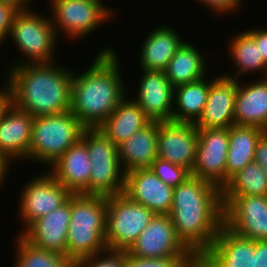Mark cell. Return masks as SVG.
<instances>
[{
	"mask_svg": "<svg viewBox=\"0 0 267 267\" xmlns=\"http://www.w3.org/2000/svg\"><path fill=\"white\" fill-rule=\"evenodd\" d=\"M222 190L191 175L173 189L169 215L178 238L200 259L223 226Z\"/></svg>",
	"mask_w": 267,
	"mask_h": 267,
	"instance_id": "cell-1",
	"label": "cell"
},
{
	"mask_svg": "<svg viewBox=\"0 0 267 267\" xmlns=\"http://www.w3.org/2000/svg\"><path fill=\"white\" fill-rule=\"evenodd\" d=\"M103 47L84 72L73 73L70 111L86 128H98L129 93L118 51Z\"/></svg>",
	"mask_w": 267,
	"mask_h": 267,
	"instance_id": "cell-2",
	"label": "cell"
},
{
	"mask_svg": "<svg viewBox=\"0 0 267 267\" xmlns=\"http://www.w3.org/2000/svg\"><path fill=\"white\" fill-rule=\"evenodd\" d=\"M8 70V71H7ZM4 73L11 102L33 117L61 114L71 107L74 70L55 62L24 64Z\"/></svg>",
	"mask_w": 267,
	"mask_h": 267,
	"instance_id": "cell-3",
	"label": "cell"
},
{
	"mask_svg": "<svg viewBox=\"0 0 267 267\" xmlns=\"http://www.w3.org/2000/svg\"><path fill=\"white\" fill-rule=\"evenodd\" d=\"M107 197L71 195V216L66 256L76 264L107 249Z\"/></svg>",
	"mask_w": 267,
	"mask_h": 267,
	"instance_id": "cell-4",
	"label": "cell"
},
{
	"mask_svg": "<svg viewBox=\"0 0 267 267\" xmlns=\"http://www.w3.org/2000/svg\"><path fill=\"white\" fill-rule=\"evenodd\" d=\"M11 39L19 50L22 60L9 61V68L24 64L50 63L56 61L55 50L58 40L50 16L42 14L41 10L29 9L19 11L12 23L8 39ZM26 60V61H25ZM11 63V64H10Z\"/></svg>",
	"mask_w": 267,
	"mask_h": 267,
	"instance_id": "cell-5",
	"label": "cell"
},
{
	"mask_svg": "<svg viewBox=\"0 0 267 267\" xmlns=\"http://www.w3.org/2000/svg\"><path fill=\"white\" fill-rule=\"evenodd\" d=\"M85 129L70 110L61 114L34 117L28 163L43 164L48 169L82 138Z\"/></svg>",
	"mask_w": 267,
	"mask_h": 267,
	"instance_id": "cell-6",
	"label": "cell"
},
{
	"mask_svg": "<svg viewBox=\"0 0 267 267\" xmlns=\"http://www.w3.org/2000/svg\"><path fill=\"white\" fill-rule=\"evenodd\" d=\"M82 138L90 158L89 195L113 196L124 192L126 173L117 145L99 128H86Z\"/></svg>",
	"mask_w": 267,
	"mask_h": 267,
	"instance_id": "cell-7",
	"label": "cell"
},
{
	"mask_svg": "<svg viewBox=\"0 0 267 267\" xmlns=\"http://www.w3.org/2000/svg\"><path fill=\"white\" fill-rule=\"evenodd\" d=\"M49 14L57 35L73 42L86 38L94 33L99 26H104L117 13L105 2L91 0H49ZM93 32V33H92ZM63 33V34H62Z\"/></svg>",
	"mask_w": 267,
	"mask_h": 267,
	"instance_id": "cell-8",
	"label": "cell"
},
{
	"mask_svg": "<svg viewBox=\"0 0 267 267\" xmlns=\"http://www.w3.org/2000/svg\"><path fill=\"white\" fill-rule=\"evenodd\" d=\"M155 215L124 193L107 197V249L128 251Z\"/></svg>",
	"mask_w": 267,
	"mask_h": 267,
	"instance_id": "cell-9",
	"label": "cell"
},
{
	"mask_svg": "<svg viewBox=\"0 0 267 267\" xmlns=\"http://www.w3.org/2000/svg\"><path fill=\"white\" fill-rule=\"evenodd\" d=\"M43 172L32 176L19 188L17 217L23 229L18 234L36 219L63 205L72 195L48 170Z\"/></svg>",
	"mask_w": 267,
	"mask_h": 267,
	"instance_id": "cell-10",
	"label": "cell"
},
{
	"mask_svg": "<svg viewBox=\"0 0 267 267\" xmlns=\"http://www.w3.org/2000/svg\"><path fill=\"white\" fill-rule=\"evenodd\" d=\"M229 128L198 129L195 163L191 175L219 189L226 186Z\"/></svg>",
	"mask_w": 267,
	"mask_h": 267,
	"instance_id": "cell-11",
	"label": "cell"
},
{
	"mask_svg": "<svg viewBox=\"0 0 267 267\" xmlns=\"http://www.w3.org/2000/svg\"><path fill=\"white\" fill-rule=\"evenodd\" d=\"M127 252L139 258L196 257L178 238L169 214H155Z\"/></svg>",
	"mask_w": 267,
	"mask_h": 267,
	"instance_id": "cell-12",
	"label": "cell"
},
{
	"mask_svg": "<svg viewBox=\"0 0 267 267\" xmlns=\"http://www.w3.org/2000/svg\"><path fill=\"white\" fill-rule=\"evenodd\" d=\"M223 209V225L235 234L267 240V196H235Z\"/></svg>",
	"mask_w": 267,
	"mask_h": 267,
	"instance_id": "cell-13",
	"label": "cell"
},
{
	"mask_svg": "<svg viewBox=\"0 0 267 267\" xmlns=\"http://www.w3.org/2000/svg\"><path fill=\"white\" fill-rule=\"evenodd\" d=\"M198 128L192 123L158 121V157L190 172L195 163Z\"/></svg>",
	"mask_w": 267,
	"mask_h": 267,
	"instance_id": "cell-14",
	"label": "cell"
},
{
	"mask_svg": "<svg viewBox=\"0 0 267 267\" xmlns=\"http://www.w3.org/2000/svg\"><path fill=\"white\" fill-rule=\"evenodd\" d=\"M136 103L152 121H172L174 87L164 71L139 70ZM137 91V92H136Z\"/></svg>",
	"mask_w": 267,
	"mask_h": 267,
	"instance_id": "cell-15",
	"label": "cell"
},
{
	"mask_svg": "<svg viewBox=\"0 0 267 267\" xmlns=\"http://www.w3.org/2000/svg\"><path fill=\"white\" fill-rule=\"evenodd\" d=\"M71 197L60 207L33 221L20 235L33 246L66 255Z\"/></svg>",
	"mask_w": 267,
	"mask_h": 267,
	"instance_id": "cell-16",
	"label": "cell"
},
{
	"mask_svg": "<svg viewBox=\"0 0 267 267\" xmlns=\"http://www.w3.org/2000/svg\"><path fill=\"white\" fill-rule=\"evenodd\" d=\"M34 117L12 102L0 117V153L10 161L27 162Z\"/></svg>",
	"mask_w": 267,
	"mask_h": 267,
	"instance_id": "cell-17",
	"label": "cell"
},
{
	"mask_svg": "<svg viewBox=\"0 0 267 267\" xmlns=\"http://www.w3.org/2000/svg\"><path fill=\"white\" fill-rule=\"evenodd\" d=\"M173 189L159 179L150 168H145L126 173L123 193L155 214H169Z\"/></svg>",
	"mask_w": 267,
	"mask_h": 267,
	"instance_id": "cell-18",
	"label": "cell"
},
{
	"mask_svg": "<svg viewBox=\"0 0 267 267\" xmlns=\"http://www.w3.org/2000/svg\"><path fill=\"white\" fill-rule=\"evenodd\" d=\"M213 76L203 113L195 123L198 129L229 128L235 125L234 105L238 80L222 73Z\"/></svg>",
	"mask_w": 267,
	"mask_h": 267,
	"instance_id": "cell-19",
	"label": "cell"
},
{
	"mask_svg": "<svg viewBox=\"0 0 267 267\" xmlns=\"http://www.w3.org/2000/svg\"><path fill=\"white\" fill-rule=\"evenodd\" d=\"M255 240L222 226L212 247L199 259L202 267H254Z\"/></svg>",
	"mask_w": 267,
	"mask_h": 267,
	"instance_id": "cell-20",
	"label": "cell"
},
{
	"mask_svg": "<svg viewBox=\"0 0 267 267\" xmlns=\"http://www.w3.org/2000/svg\"><path fill=\"white\" fill-rule=\"evenodd\" d=\"M90 158L86 141L73 144L48 171L72 194L89 195Z\"/></svg>",
	"mask_w": 267,
	"mask_h": 267,
	"instance_id": "cell-21",
	"label": "cell"
},
{
	"mask_svg": "<svg viewBox=\"0 0 267 267\" xmlns=\"http://www.w3.org/2000/svg\"><path fill=\"white\" fill-rule=\"evenodd\" d=\"M259 77L256 81L238 80L234 123L267 131V77ZM245 81L248 83L245 84Z\"/></svg>",
	"mask_w": 267,
	"mask_h": 267,
	"instance_id": "cell-22",
	"label": "cell"
},
{
	"mask_svg": "<svg viewBox=\"0 0 267 267\" xmlns=\"http://www.w3.org/2000/svg\"><path fill=\"white\" fill-rule=\"evenodd\" d=\"M154 27L142 40L138 65L140 70L165 71L170 59L187 39L169 24L158 23Z\"/></svg>",
	"mask_w": 267,
	"mask_h": 267,
	"instance_id": "cell-23",
	"label": "cell"
},
{
	"mask_svg": "<svg viewBox=\"0 0 267 267\" xmlns=\"http://www.w3.org/2000/svg\"><path fill=\"white\" fill-rule=\"evenodd\" d=\"M158 121H151L129 139L117 145L118 156L125 173L150 168L158 157Z\"/></svg>",
	"mask_w": 267,
	"mask_h": 267,
	"instance_id": "cell-24",
	"label": "cell"
},
{
	"mask_svg": "<svg viewBox=\"0 0 267 267\" xmlns=\"http://www.w3.org/2000/svg\"><path fill=\"white\" fill-rule=\"evenodd\" d=\"M131 94L128 93L98 127L115 145L129 139L152 121L133 97L130 98Z\"/></svg>",
	"mask_w": 267,
	"mask_h": 267,
	"instance_id": "cell-25",
	"label": "cell"
},
{
	"mask_svg": "<svg viewBox=\"0 0 267 267\" xmlns=\"http://www.w3.org/2000/svg\"><path fill=\"white\" fill-rule=\"evenodd\" d=\"M228 40V45H226L228 53L226 54L231 59L229 62L234 63L232 65L235 70L233 69L231 74L225 71L224 76L239 80L240 76H255L258 73L261 77H267V63L260 54L255 40L245 30L234 33Z\"/></svg>",
	"mask_w": 267,
	"mask_h": 267,
	"instance_id": "cell-26",
	"label": "cell"
},
{
	"mask_svg": "<svg viewBox=\"0 0 267 267\" xmlns=\"http://www.w3.org/2000/svg\"><path fill=\"white\" fill-rule=\"evenodd\" d=\"M184 41L177 49L174 56L170 59L165 74L170 81V84L175 88L177 86L195 82L208 76L206 73L211 71L207 67L205 61L206 53L199 50V47L194 45V42Z\"/></svg>",
	"mask_w": 267,
	"mask_h": 267,
	"instance_id": "cell-27",
	"label": "cell"
},
{
	"mask_svg": "<svg viewBox=\"0 0 267 267\" xmlns=\"http://www.w3.org/2000/svg\"><path fill=\"white\" fill-rule=\"evenodd\" d=\"M212 82L213 79L206 76L175 87L172 121L195 124L203 113Z\"/></svg>",
	"mask_w": 267,
	"mask_h": 267,
	"instance_id": "cell-28",
	"label": "cell"
},
{
	"mask_svg": "<svg viewBox=\"0 0 267 267\" xmlns=\"http://www.w3.org/2000/svg\"><path fill=\"white\" fill-rule=\"evenodd\" d=\"M265 131L254 126L229 127V149L226 163V185L229 179L254 161L257 140Z\"/></svg>",
	"mask_w": 267,
	"mask_h": 267,
	"instance_id": "cell-29",
	"label": "cell"
},
{
	"mask_svg": "<svg viewBox=\"0 0 267 267\" xmlns=\"http://www.w3.org/2000/svg\"><path fill=\"white\" fill-rule=\"evenodd\" d=\"M267 196V177L254 161L233 175L222 189L223 207L235 196Z\"/></svg>",
	"mask_w": 267,
	"mask_h": 267,
	"instance_id": "cell-30",
	"label": "cell"
},
{
	"mask_svg": "<svg viewBox=\"0 0 267 267\" xmlns=\"http://www.w3.org/2000/svg\"><path fill=\"white\" fill-rule=\"evenodd\" d=\"M16 235L13 267H77L66 255L37 248L20 234Z\"/></svg>",
	"mask_w": 267,
	"mask_h": 267,
	"instance_id": "cell-31",
	"label": "cell"
},
{
	"mask_svg": "<svg viewBox=\"0 0 267 267\" xmlns=\"http://www.w3.org/2000/svg\"><path fill=\"white\" fill-rule=\"evenodd\" d=\"M198 263L197 257L139 258L124 251L122 267H193Z\"/></svg>",
	"mask_w": 267,
	"mask_h": 267,
	"instance_id": "cell-32",
	"label": "cell"
},
{
	"mask_svg": "<svg viewBox=\"0 0 267 267\" xmlns=\"http://www.w3.org/2000/svg\"><path fill=\"white\" fill-rule=\"evenodd\" d=\"M150 169L159 179L172 188H176L191 176L188 169L159 157L152 162Z\"/></svg>",
	"mask_w": 267,
	"mask_h": 267,
	"instance_id": "cell-33",
	"label": "cell"
},
{
	"mask_svg": "<svg viewBox=\"0 0 267 267\" xmlns=\"http://www.w3.org/2000/svg\"><path fill=\"white\" fill-rule=\"evenodd\" d=\"M124 251L105 249L92 257L81 260L77 267H122Z\"/></svg>",
	"mask_w": 267,
	"mask_h": 267,
	"instance_id": "cell-34",
	"label": "cell"
},
{
	"mask_svg": "<svg viewBox=\"0 0 267 267\" xmlns=\"http://www.w3.org/2000/svg\"><path fill=\"white\" fill-rule=\"evenodd\" d=\"M196 1L197 4H201L204 7L206 6V9L212 10L211 12H214V16L219 14L218 16H226L231 13L235 15V12H240L242 4L245 2V0H193ZM244 1V2H243ZM240 7V8H239ZM226 14V15H225Z\"/></svg>",
	"mask_w": 267,
	"mask_h": 267,
	"instance_id": "cell-35",
	"label": "cell"
},
{
	"mask_svg": "<svg viewBox=\"0 0 267 267\" xmlns=\"http://www.w3.org/2000/svg\"><path fill=\"white\" fill-rule=\"evenodd\" d=\"M18 12L13 6L0 2V47L2 42L8 40L13 20Z\"/></svg>",
	"mask_w": 267,
	"mask_h": 267,
	"instance_id": "cell-36",
	"label": "cell"
},
{
	"mask_svg": "<svg viewBox=\"0 0 267 267\" xmlns=\"http://www.w3.org/2000/svg\"><path fill=\"white\" fill-rule=\"evenodd\" d=\"M254 162L260 165L267 177V131L257 140Z\"/></svg>",
	"mask_w": 267,
	"mask_h": 267,
	"instance_id": "cell-37",
	"label": "cell"
},
{
	"mask_svg": "<svg viewBox=\"0 0 267 267\" xmlns=\"http://www.w3.org/2000/svg\"><path fill=\"white\" fill-rule=\"evenodd\" d=\"M245 31L255 40L260 54L267 63V28L254 27V29H246Z\"/></svg>",
	"mask_w": 267,
	"mask_h": 267,
	"instance_id": "cell-38",
	"label": "cell"
},
{
	"mask_svg": "<svg viewBox=\"0 0 267 267\" xmlns=\"http://www.w3.org/2000/svg\"><path fill=\"white\" fill-rule=\"evenodd\" d=\"M254 267H267V240H255Z\"/></svg>",
	"mask_w": 267,
	"mask_h": 267,
	"instance_id": "cell-39",
	"label": "cell"
},
{
	"mask_svg": "<svg viewBox=\"0 0 267 267\" xmlns=\"http://www.w3.org/2000/svg\"><path fill=\"white\" fill-rule=\"evenodd\" d=\"M2 83L3 85H1L0 87V117L2 115V112L11 102V94H10L9 86L5 81V78Z\"/></svg>",
	"mask_w": 267,
	"mask_h": 267,
	"instance_id": "cell-40",
	"label": "cell"
},
{
	"mask_svg": "<svg viewBox=\"0 0 267 267\" xmlns=\"http://www.w3.org/2000/svg\"><path fill=\"white\" fill-rule=\"evenodd\" d=\"M12 166V164L10 163L9 160H7L1 153H0V188H2V186H5V184H3L4 182L6 183V180L8 179L7 174L9 176V169H11L10 167Z\"/></svg>",
	"mask_w": 267,
	"mask_h": 267,
	"instance_id": "cell-41",
	"label": "cell"
},
{
	"mask_svg": "<svg viewBox=\"0 0 267 267\" xmlns=\"http://www.w3.org/2000/svg\"><path fill=\"white\" fill-rule=\"evenodd\" d=\"M0 2L9 4L14 8H16L18 11H25L32 9L33 5L31 4L34 3L32 0H0Z\"/></svg>",
	"mask_w": 267,
	"mask_h": 267,
	"instance_id": "cell-42",
	"label": "cell"
},
{
	"mask_svg": "<svg viewBox=\"0 0 267 267\" xmlns=\"http://www.w3.org/2000/svg\"><path fill=\"white\" fill-rule=\"evenodd\" d=\"M91 1H97V2H103V1H105V0H91Z\"/></svg>",
	"mask_w": 267,
	"mask_h": 267,
	"instance_id": "cell-43",
	"label": "cell"
},
{
	"mask_svg": "<svg viewBox=\"0 0 267 267\" xmlns=\"http://www.w3.org/2000/svg\"><path fill=\"white\" fill-rule=\"evenodd\" d=\"M193 267H202V266L198 263L197 265H195Z\"/></svg>",
	"mask_w": 267,
	"mask_h": 267,
	"instance_id": "cell-44",
	"label": "cell"
}]
</instances>
